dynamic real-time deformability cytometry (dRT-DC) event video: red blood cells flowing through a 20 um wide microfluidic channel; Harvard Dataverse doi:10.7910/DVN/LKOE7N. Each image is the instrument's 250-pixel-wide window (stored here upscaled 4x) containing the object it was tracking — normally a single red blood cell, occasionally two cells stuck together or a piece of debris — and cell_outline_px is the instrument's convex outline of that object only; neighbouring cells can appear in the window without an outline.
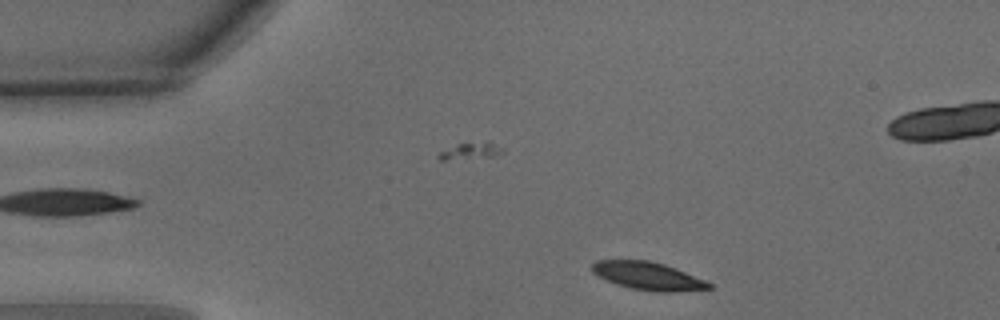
{"species": "common noctule bat (a hibernating species)", "species_latin": "Nyctalus noctula", "temperature_condition": "warm", "stored_images_in_passage": 36, "camera_frame_rate_fps": 3000, "um_per_image_px": 0.085, "animal": {"sex": "male", "body_mass_g": 15.6}, "frame": {"image": 1, "passage_image": 2, "time_ms": 0.333, "image_size_px": [1000, 320], "cell_outline_px": [[712, 288], [676, 292], [656, 292], [632, 288], [616, 284], [596, 276], [592, 272], [592, 264], [596, 260], [648, 260], [664, 264], [676, 268], [704, 280], [712, 284]], "centroid_in_image_um": [55.06, 23.46], "position_along_channel_um": 29.9, "area_um2": 19.02}}
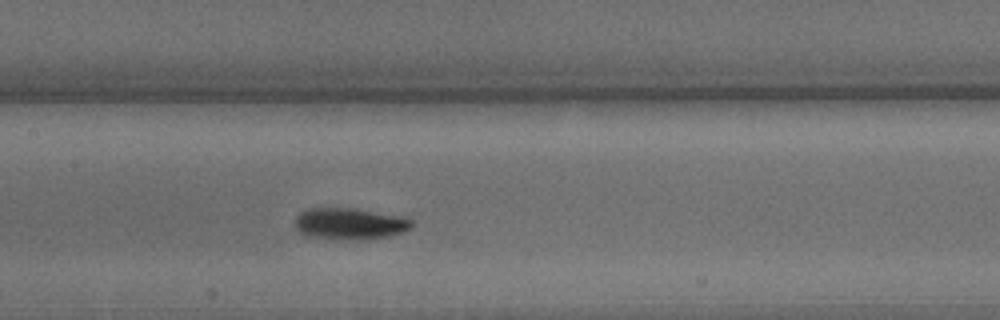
{"frame": {"image": 2, "passage_image": 17, "time_ms": 5.333, "image_size_px": [1000, 320], "cell_outline_px": [[416, 224], [412, 228], [404, 232], [388, 236], [348, 240], [340, 240], [312, 236], [300, 232], [296, 228], [296, 216], [300, 212], [308, 208], [356, 208], [396, 216], [412, 220]], "centroid_in_image_um": [29.74, 19.01], "position_along_channel_um": 177.7, "area_um2": 21.27}}
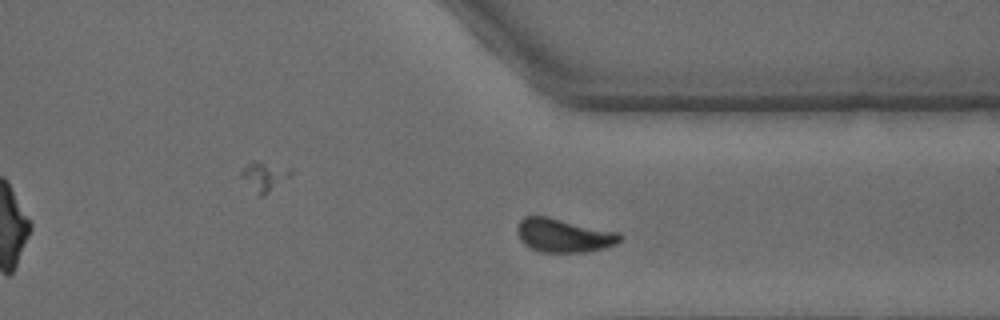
{"frame": {"image": 3, "passage_image": 31, "time_ms": 10.0, "image_size_px": [1000, 320], "cell_outline_px": [[624, 236], [616, 244], [604, 248], [584, 252], [540, 252], [528, 248], [520, 240], [516, 232], [516, 228], [520, 220], [524, 216], [548, 216], [620, 232]], "centroid_in_image_um": [47.9, 20.0], "position_along_channel_um": 363.5, "area_um2": 20.52}, "authors_computed_cell_mechanics": {"area_um2": 20.3456, "velocity_mm_per_s": 3.9935, "shape_relaxation_time_tau1_ms": 2.0093, "shape_relaxation_time_tau2_ms": 3.3472, "deformation_change_tau1": 0.1135, "deformation_change_tau2": 0.073}}